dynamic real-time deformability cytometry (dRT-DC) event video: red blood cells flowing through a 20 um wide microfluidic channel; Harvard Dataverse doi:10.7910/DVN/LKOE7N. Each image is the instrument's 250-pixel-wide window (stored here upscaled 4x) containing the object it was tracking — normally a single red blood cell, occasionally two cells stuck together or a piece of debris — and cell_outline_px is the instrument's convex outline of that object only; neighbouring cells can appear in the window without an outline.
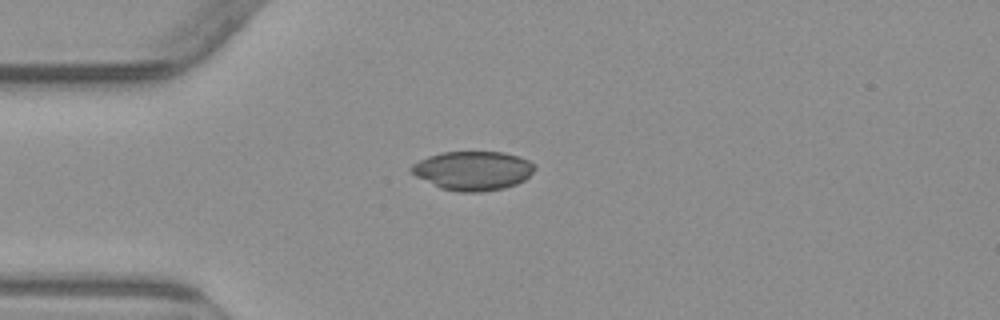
{"species": "common noctule bat (a hibernating species)", "species_latin": "Nyctalus noctula", "temperature_condition": "warm", "stored_images_in_passage": 2, "camera_frame_rate_fps": 3000, "um_per_image_px": 0.085, "animal": {"sex": "male", "body_mass_g": 23.1, "forearm_length_mm": 52.7}, "frame": {"image": 1, "passage_image": 1, "time_ms": 0.0, "image_size_px": [1000, 320], "cell_outline_px": [[536, 168], [524, 180], [516, 184], [504, 188], [480, 192], [460, 192], [440, 188], [416, 176], [408, 168], [412, 164], [428, 156], [440, 152], [504, 152], [520, 156], [536, 164]], "centroid_in_image_um": [40.2, 14.5], "position_along_channel_um": 44.8, "area_um2": 28.15}}
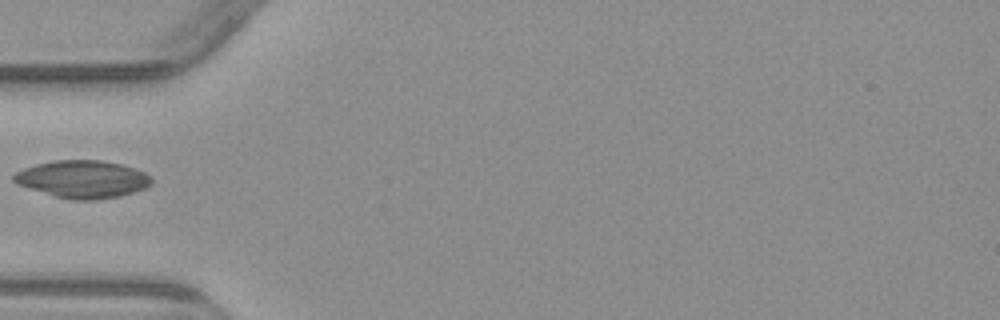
{"frame": {"image": 2, "passage_image": 2, "time_ms": 1.333, "image_size_px": [1000, 320], "cell_outline_px": [[152, 184], [144, 188], [120, 196], [96, 200], [72, 200], [52, 196], [16, 184], [12, 180], [12, 176], [16, 172], [24, 168], [36, 164], [52, 160], [100, 160], [120, 164], [136, 168], [152, 176]], "centroid_in_image_um": [7.0, 15.23], "position_along_channel_um": 78.0, "area_um2": 30.4}}